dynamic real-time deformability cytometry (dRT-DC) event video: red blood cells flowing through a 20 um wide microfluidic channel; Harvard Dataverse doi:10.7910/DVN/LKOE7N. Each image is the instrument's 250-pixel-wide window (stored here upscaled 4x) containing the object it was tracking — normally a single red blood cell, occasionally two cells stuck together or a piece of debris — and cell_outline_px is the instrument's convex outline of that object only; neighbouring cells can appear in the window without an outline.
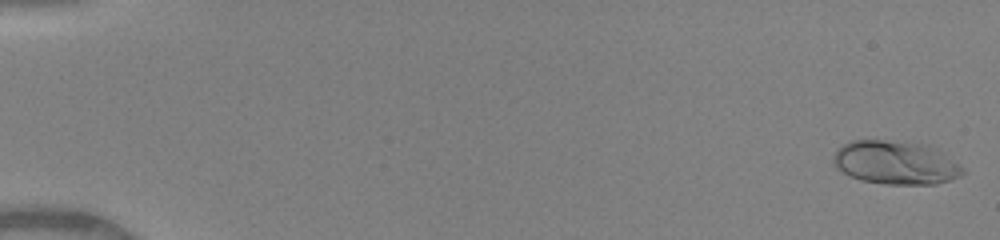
{"species": "human", "species_latin": "Homo sapiens", "temperature_condition": "warm", "stored_images_in_passage": 50, "camera_frame_rate_fps": 3000, "um_per_image_px": 0.085, "donor": {"sex": "female"}, "frame": {"image": 1, "passage_image": 1, "time_ms": 0.0, "image_size_px": [1000, 240], "cell_outline_px": [[964, 172], [960, 176], [952, 180], [936, 184], [884, 184], [860, 180], [836, 168], [832, 164], [832, 156], [836, 148], [852, 140], [884, 140], [928, 144], [936, 148], [964, 168]], "centroid_in_image_um": [76.11, 13.82], "position_along_channel_um": 8.9, "area_um2": 33.06}}
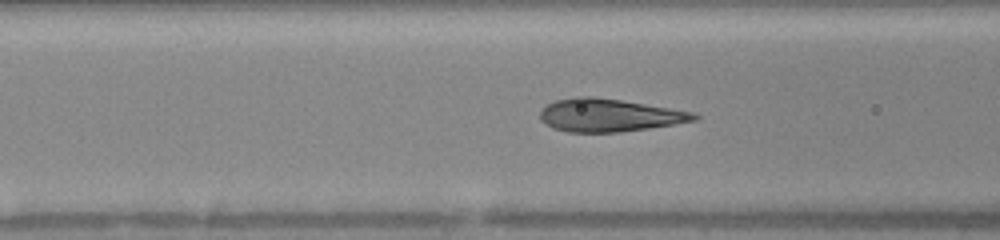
{"frame": {"image": 2, "passage_image": 21, "time_ms": 6.667, "image_size_px": [1000, 240], "cell_outline_px": [[700, 116], [696, 120], [648, 128], [620, 132], [568, 132], [552, 128], [540, 120], [540, 112], [548, 104], [556, 100], [576, 96], [592, 96], [620, 100], [696, 112]], "centroid_in_image_um": [51.77, 9.79], "position_along_channel_um": 114.8, "area_um2": 29.36}}
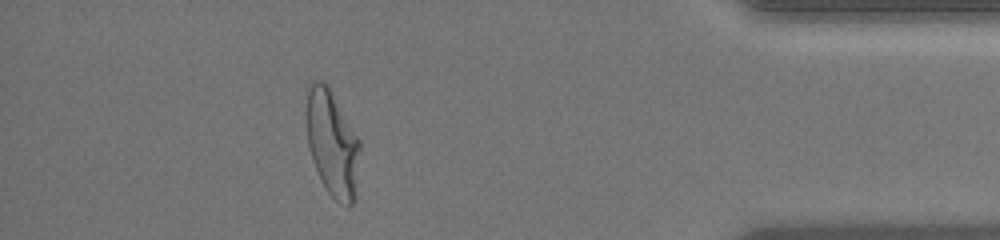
{"frame": {"image": 3, "passage_image": 45, "time_ms": 14.667, "image_size_px": [1000, 240], "cell_outline_px": [[360, 148], [356, 196], [352, 204], [348, 208], [340, 204], [328, 192], [312, 160], [308, 144], [304, 112], [308, 80], [324, 80], [328, 84], [360, 140]], "centroid_in_image_um": [28.22, 12.11], "position_along_channel_um": 407.0, "area_um2": 33.93}}